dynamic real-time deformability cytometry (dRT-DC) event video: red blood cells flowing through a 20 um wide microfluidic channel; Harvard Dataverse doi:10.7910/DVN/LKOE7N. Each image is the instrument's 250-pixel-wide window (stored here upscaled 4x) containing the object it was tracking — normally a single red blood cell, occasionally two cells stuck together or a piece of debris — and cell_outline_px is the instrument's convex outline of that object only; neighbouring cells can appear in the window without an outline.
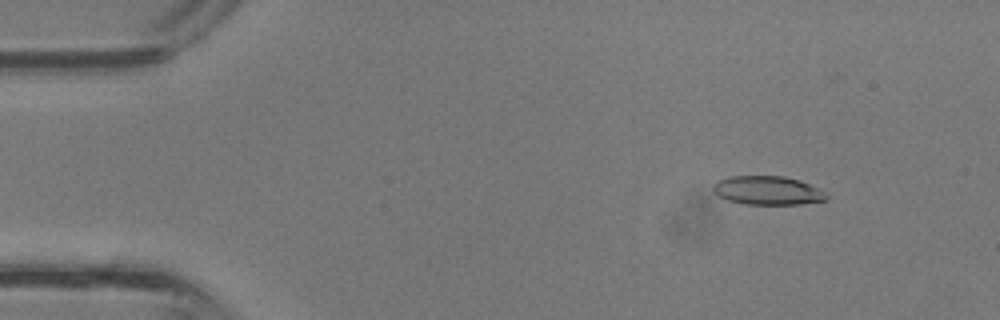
{"species": "common noctule bat (a hibernating species)", "species_latin": "Nyctalus noctula", "temperature_condition": "room temperature", "stored_images_in_passage": 36, "camera_frame_rate_fps": 3000, "um_per_image_px": 0.085, "animal": {"sex": "male", "body_mass_g": 13.3}, "frame": {"image": 1, "passage_image": 4, "time_ms": 1.0, "image_size_px": [1000, 320], "cell_outline_px": [[828, 196], [824, 200], [800, 204], [744, 204], [728, 200], [712, 192], [712, 184], [720, 180], [732, 176], [784, 176], [800, 180], [824, 192]], "centroid_in_image_um": [65.2, 16.19], "position_along_channel_um": 19.8, "area_um2": 18.79}}
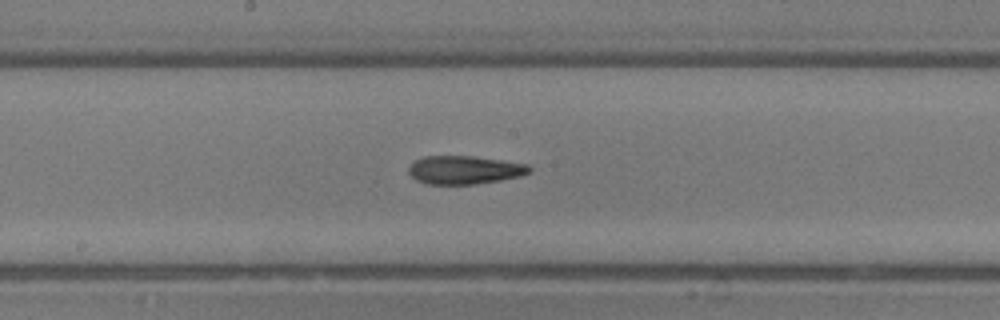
{"frame": {"image": 2, "passage_image": 19, "time_ms": 6.0, "image_size_px": [1000, 320], "cell_outline_px": [[532, 172], [520, 176], [500, 180], [472, 184], [424, 184], [416, 180], [408, 172], [408, 168], [416, 160], [424, 156], [472, 156], [528, 164], [532, 168]], "centroid_in_image_um": [39.49, 14.44], "position_along_channel_um": 208.7, "area_um2": 19.88}}
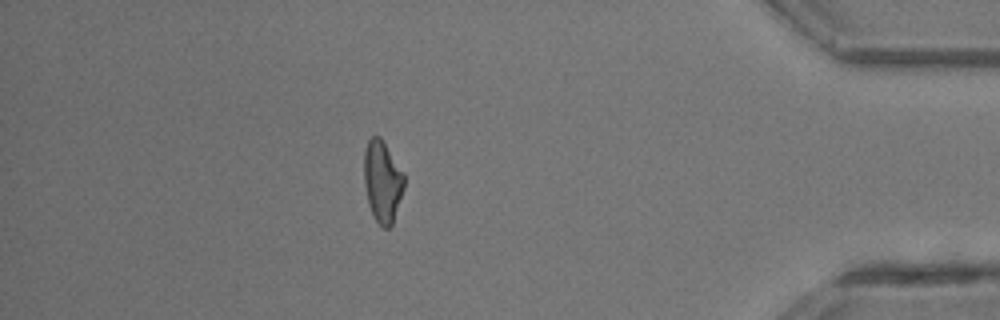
{"frame": {"image": 3, "passage_image": 32, "time_ms": 10.333, "image_size_px": [1000, 320], "cell_outline_px": [[404, 188], [392, 224], [388, 228], [384, 228], [376, 220], [368, 204], [364, 184], [364, 148], [368, 140], [372, 136], [380, 136], [404, 172]], "centroid_in_image_um": [32.5, 15.39], "position_along_channel_um": 402.7, "area_um2": 19.07}}